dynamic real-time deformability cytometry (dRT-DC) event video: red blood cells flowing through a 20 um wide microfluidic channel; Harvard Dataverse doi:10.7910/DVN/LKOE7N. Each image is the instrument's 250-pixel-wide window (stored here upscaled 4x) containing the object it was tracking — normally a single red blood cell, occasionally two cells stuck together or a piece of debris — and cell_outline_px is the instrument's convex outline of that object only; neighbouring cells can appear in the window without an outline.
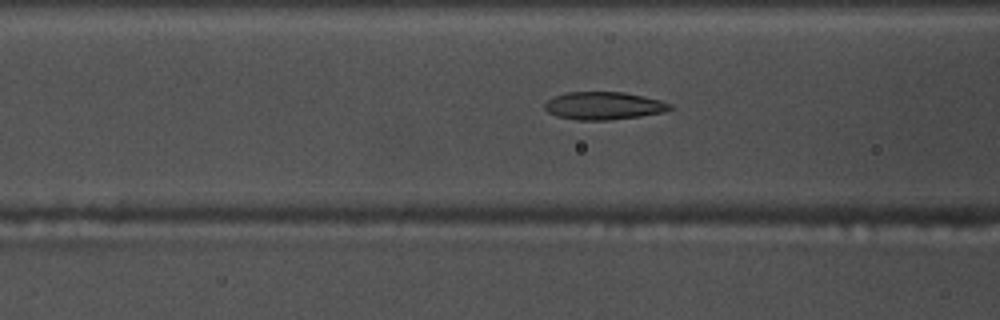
{"species": "common noctule bat (a hibernating species)", "species_latin": "Nyctalus noctula", "temperature_condition": "warm", "stored_images_in_passage": 55, "camera_frame_rate_fps": 3000, "um_per_image_px": 0.085, "animal": {"sex": "male", "body_mass_g": 17.5, "forearm_length_mm": 52.3}, "frame": {"image": 1, "passage_image": 21, "time_ms": 6.667, "image_size_px": [1000, 320], "cell_outline_px": [[672, 108], [664, 112], [640, 116], [608, 120], [576, 120], [556, 116], [548, 112], [544, 108], [544, 104], [548, 100], [556, 96], [568, 92], [624, 92], [644, 96], [660, 100], [672, 104]], "centroid_in_image_um": [51.32, 8.99], "position_along_channel_um": 115.3, "area_um2": 20.23}}
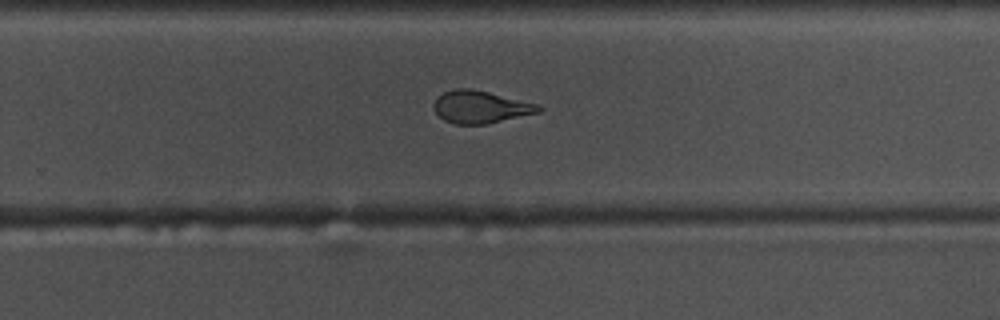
{"frame": {"image": 2, "passage_image": 35, "time_ms": 11.333, "image_size_px": [1000, 320], "cell_outline_px": [[544, 108], [540, 112], [488, 124], [456, 124], [444, 120], [432, 108], [432, 104], [436, 96], [444, 92], [456, 88], [468, 88], [488, 92], [536, 104]], "centroid_in_image_um": [40.8, 9.09], "position_along_channel_um": 289.0, "area_um2": 19.77}}
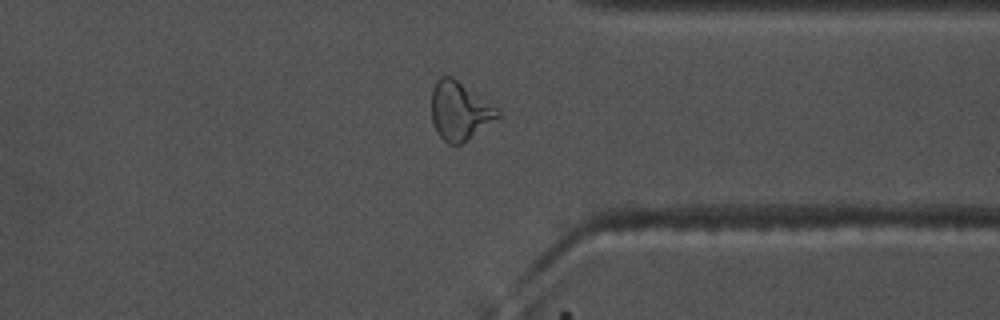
{"frame": {"image": 3, "passage_image": 42, "time_ms": 13.667, "image_size_px": [1000, 320], "cell_outline_px": [[500, 116], [460, 144], [448, 144], [440, 136], [432, 120], [432, 88], [436, 80], [440, 76], [452, 76], [500, 108]], "centroid_in_image_um": [39.08, 9.38], "position_along_channel_um": 372.3, "area_um2": 22.37}, "authors_computed_cell_mechanics": {"area_um2": 21.1548, "velocity_mm_per_s": 3.7303, "shape_relaxation_time_tau1_ms": 8.6428, "shape_relaxation_time_tau2_ms": 1.7491, "deformation_change_tau1": 0.2367, "deformation_change_tau2": 0.0877}}